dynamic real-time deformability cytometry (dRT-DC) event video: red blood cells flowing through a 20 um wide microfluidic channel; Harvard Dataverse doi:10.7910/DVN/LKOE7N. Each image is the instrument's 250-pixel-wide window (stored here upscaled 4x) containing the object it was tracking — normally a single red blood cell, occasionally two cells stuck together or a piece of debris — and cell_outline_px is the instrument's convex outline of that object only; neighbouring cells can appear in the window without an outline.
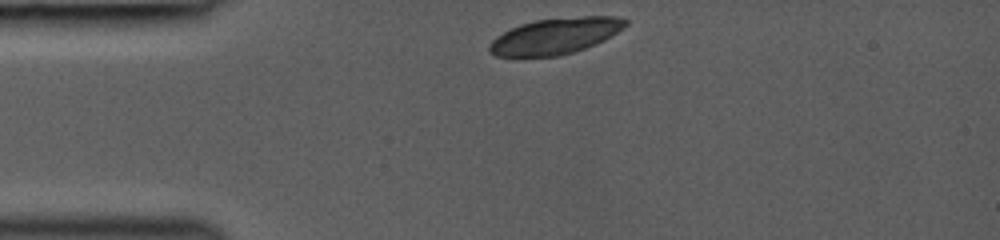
{"species": "common noctule bat (a hibernating species)", "species_latin": "Nyctalus noctula", "temperature_condition": "room temperature", "stored_images_in_passage": 3, "camera_frame_rate_fps": 3000, "um_per_image_px": 0.085, "animal": {"sex": "female", "body_mass_g": 19.0, "forearm_length_mm": 53.3}, "frame": {"image": 1, "passage_image": 1, "time_ms": 0.0, "image_size_px": [1000, 240], "cell_outline_px": [[628, 24], [624, 28], [604, 40], [584, 48], [560, 56], [520, 60], [516, 60], [496, 56], [488, 52], [488, 44], [496, 36], [520, 24], [536, 20], [584, 16], [616, 16], [628, 20]], "centroid_in_image_um": [47.11, 3.12], "position_along_channel_um": 37.9, "area_um2": 29.48}}